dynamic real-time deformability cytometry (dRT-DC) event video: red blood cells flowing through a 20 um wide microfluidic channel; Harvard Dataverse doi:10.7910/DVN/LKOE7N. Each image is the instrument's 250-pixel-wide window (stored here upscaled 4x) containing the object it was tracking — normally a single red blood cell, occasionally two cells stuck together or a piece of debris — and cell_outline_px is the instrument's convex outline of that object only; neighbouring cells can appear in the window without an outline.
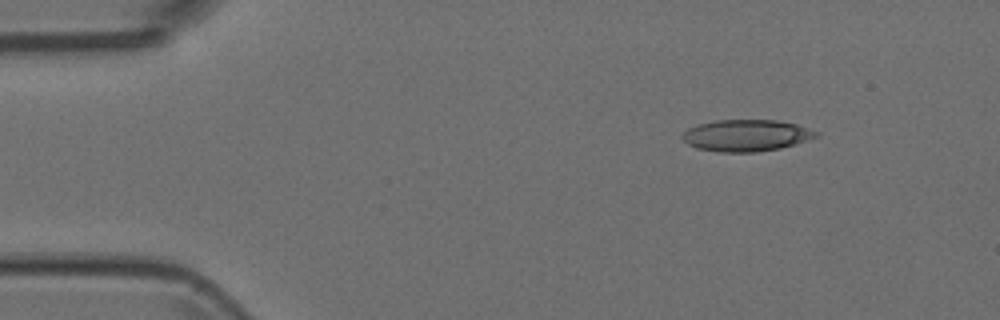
{"species": "Egyptian fruit bat (a non-hibernating species)", "species_latin": "Rousettus aegyptiacus", "temperature_condition": "room temperature", "stored_images_in_passage": 4, "camera_frame_rate_fps": 3000, "um_per_image_px": 0.085, "animal": {"sex": "female"}, "frame": {"image": 1, "passage_image": 1, "time_ms": 0.0, "image_size_px": [1000, 320], "cell_outline_px": [[820, 136], [780, 148], [756, 152], [720, 152], [696, 148], [688, 144], [680, 136], [688, 128], [696, 124], [716, 120], [776, 120], [796, 124], [820, 132]], "centroid_in_image_um": [63.42, 11.51], "position_along_channel_um": 21.6, "area_um2": 24.74}}
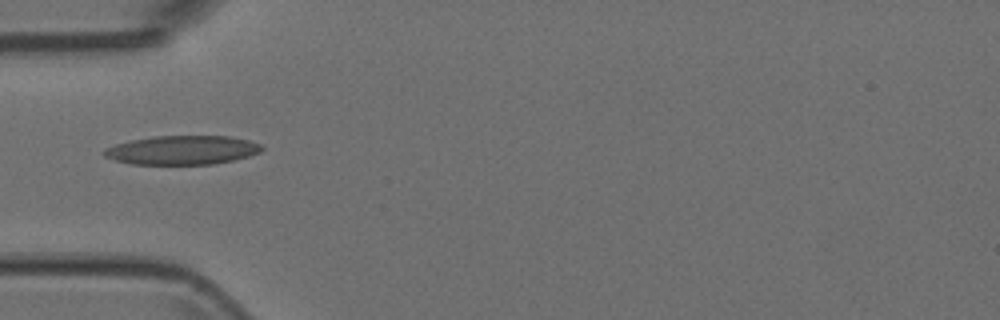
{"frame": {"image": 2, "passage_image": 4, "time_ms": 1.0, "image_size_px": [1000, 320], "cell_outline_px": [[264, 148], [260, 152], [248, 156], [232, 160], [212, 164], [132, 164], [116, 160], [104, 156], [100, 152], [104, 148], [116, 144], [132, 140], [156, 136], [228, 136], [248, 140], [260, 144]], "centroid_in_image_um": [15.47, 12.75], "position_along_channel_um": 69.5, "area_um2": 26.47}}